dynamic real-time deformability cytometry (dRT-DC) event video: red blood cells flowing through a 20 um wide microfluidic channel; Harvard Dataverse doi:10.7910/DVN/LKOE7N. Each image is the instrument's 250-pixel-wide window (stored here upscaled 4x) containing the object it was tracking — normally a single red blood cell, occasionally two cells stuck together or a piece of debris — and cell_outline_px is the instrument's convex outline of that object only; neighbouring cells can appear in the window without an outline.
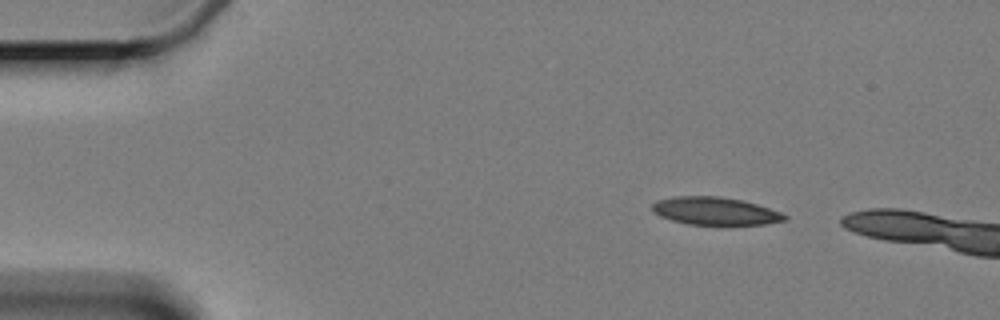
{"species": "Egyptian fruit bat (a non-hibernating species)", "species_latin": "Rousettus aegyptiacus", "temperature_condition": "cold", "stored_images_in_passage": 3, "camera_frame_rate_fps": 3000, "um_per_image_px": 0.085, "animal": {"sex": "female"}, "frame": {"image": 1, "passage_image": 1, "time_ms": 0.0, "image_size_px": [1000, 320], "cell_outline_px": [[788, 220], [764, 224], [688, 224], [672, 220], [660, 216], [652, 212], [652, 204], [656, 200], [672, 196], [720, 196], [740, 200], [756, 204], [780, 212], [788, 216]], "centroid_in_image_um": [60.75, 17.93], "position_along_channel_um": 24.3, "area_um2": 21.33}}